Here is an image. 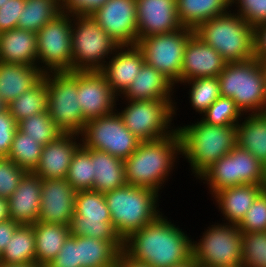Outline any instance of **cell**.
Returning <instances> with one entry per match:
<instances>
[{"label":"cell","instance_id":"ac0fdd59","mask_svg":"<svg viewBox=\"0 0 266 267\" xmlns=\"http://www.w3.org/2000/svg\"><path fill=\"white\" fill-rule=\"evenodd\" d=\"M77 191L63 179H42L38 222L70 226Z\"/></svg>","mask_w":266,"mask_h":267},{"label":"cell","instance_id":"d4e9b609","mask_svg":"<svg viewBox=\"0 0 266 267\" xmlns=\"http://www.w3.org/2000/svg\"><path fill=\"white\" fill-rule=\"evenodd\" d=\"M42 178L27 172L8 199L10 219L20 225H33L38 221L41 203Z\"/></svg>","mask_w":266,"mask_h":267},{"label":"cell","instance_id":"5b68a950","mask_svg":"<svg viewBox=\"0 0 266 267\" xmlns=\"http://www.w3.org/2000/svg\"><path fill=\"white\" fill-rule=\"evenodd\" d=\"M194 34L213 47L227 63L254 58V27L231 9L200 23Z\"/></svg>","mask_w":266,"mask_h":267},{"label":"cell","instance_id":"f5cc1de1","mask_svg":"<svg viewBox=\"0 0 266 267\" xmlns=\"http://www.w3.org/2000/svg\"><path fill=\"white\" fill-rule=\"evenodd\" d=\"M10 219L8 200L0 197V222Z\"/></svg>","mask_w":266,"mask_h":267},{"label":"cell","instance_id":"5bb4252c","mask_svg":"<svg viewBox=\"0 0 266 267\" xmlns=\"http://www.w3.org/2000/svg\"><path fill=\"white\" fill-rule=\"evenodd\" d=\"M79 135L84 148L107 152L123 161L137 149L141 142L125 127L117 110L87 121Z\"/></svg>","mask_w":266,"mask_h":267},{"label":"cell","instance_id":"f546056e","mask_svg":"<svg viewBox=\"0 0 266 267\" xmlns=\"http://www.w3.org/2000/svg\"><path fill=\"white\" fill-rule=\"evenodd\" d=\"M94 185L92 190L106 193L127 184L124 161L93 149Z\"/></svg>","mask_w":266,"mask_h":267},{"label":"cell","instance_id":"2e32d148","mask_svg":"<svg viewBox=\"0 0 266 267\" xmlns=\"http://www.w3.org/2000/svg\"><path fill=\"white\" fill-rule=\"evenodd\" d=\"M91 16L120 46L137 44L136 0H108Z\"/></svg>","mask_w":266,"mask_h":267},{"label":"cell","instance_id":"83f0119b","mask_svg":"<svg viewBox=\"0 0 266 267\" xmlns=\"http://www.w3.org/2000/svg\"><path fill=\"white\" fill-rule=\"evenodd\" d=\"M237 145L266 167V112L243 115L237 123Z\"/></svg>","mask_w":266,"mask_h":267},{"label":"cell","instance_id":"44dd1931","mask_svg":"<svg viewBox=\"0 0 266 267\" xmlns=\"http://www.w3.org/2000/svg\"><path fill=\"white\" fill-rule=\"evenodd\" d=\"M227 62L211 46L193 34L185 47L181 83L198 78L218 77Z\"/></svg>","mask_w":266,"mask_h":267},{"label":"cell","instance_id":"816d5d0a","mask_svg":"<svg viewBox=\"0 0 266 267\" xmlns=\"http://www.w3.org/2000/svg\"><path fill=\"white\" fill-rule=\"evenodd\" d=\"M115 267H151V266L135 261L132 258H130L124 251H121L117 258Z\"/></svg>","mask_w":266,"mask_h":267},{"label":"cell","instance_id":"8fae6325","mask_svg":"<svg viewBox=\"0 0 266 267\" xmlns=\"http://www.w3.org/2000/svg\"><path fill=\"white\" fill-rule=\"evenodd\" d=\"M47 85V112L63 133L80 134L85 121L78 99V71L44 73Z\"/></svg>","mask_w":266,"mask_h":267},{"label":"cell","instance_id":"484cf974","mask_svg":"<svg viewBox=\"0 0 266 267\" xmlns=\"http://www.w3.org/2000/svg\"><path fill=\"white\" fill-rule=\"evenodd\" d=\"M44 73L37 66L11 64L0 61V99L7 105L32 89Z\"/></svg>","mask_w":266,"mask_h":267},{"label":"cell","instance_id":"bcb514c9","mask_svg":"<svg viewBox=\"0 0 266 267\" xmlns=\"http://www.w3.org/2000/svg\"><path fill=\"white\" fill-rule=\"evenodd\" d=\"M17 124L7 108L0 112V157H7L9 154Z\"/></svg>","mask_w":266,"mask_h":267},{"label":"cell","instance_id":"e0dca14e","mask_svg":"<svg viewBox=\"0 0 266 267\" xmlns=\"http://www.w3.org/2000/svg\"><path fill=\"white\" fill-rule=\"evenodd\" d=\"M78 99L87 122L114 112L118 96L101 71H78Z\"/></svg>","mask_w":266,"mask_h":267},{"label":"cell","instance_id":"ba28073f","mask_svg":"<svg viewBox=\"0 0 266 267\" xmlns=\"http://www.w3.org/2000/svg\"><path fill=\"white\" fill-rule=\"evenodd\" d=\"M72 71H101L120 46L91 15H72Z\"/></svg>","mask_w":266,"mask_h":267},{"label":"cell","instance_id":"11a10c76","mask_svg":"<svg viewBox=\"0 0 266 267\" xmlns=\"http://www.w3.org/2000/svg\"><path fill=\"white\" fill-rule=\"evenodd\" d=\"M172 267H199L197 262L191 257L187 261H184L183 263H180L178 265H174Z\"/></svg>","mask_w":266,"mask_h":267},{"label":"cell","instance_id":"f35d334b","mask_svg":"<svg viewBox=\"0 0 266 267\" xmlns=\"http://www.w3.org/2000/svg\"><path fill=\"white\" fill-rule=\"evenodd\" d=\"M17 129L42 146L55 140L63 132L55 125L48 112H40L33 114L29 118H25L18 122Z\"/></svg>","mask_w":266,"mask_h":267},{"label":"cell","instance_id":"4316f807","mask_svg":"<svg viewBox=\"0 0 266 267\" xmlns=\"http://www.w3.org/2000/svg\"><path fill=\"white\" fill-rule=\"evenodd\" d=\"M0 61L37 66L36 33L18 28L0 33Z\"/></svg>","mask_w":266,"mask_h":267},{"label":"cell","instance_id":"681fc988","mask_svg":"<svg viewBox=\"0 0 266 267\" xmlns=\"http://www.w3.org/2000/svg\"><path fill=\"white\" fill-rule=\"evenodd\" d=\"M254 58L266 59V22L254 27Z\"/></svg>","mask_w":266,"mask_h":267},{"label":"cell","instance_id":"9c48e42d","mask_svg":"<svg viewBox=\"0 0 266 267\" xmlns=\"http://www.w3.org/2000/svg\"><path fill=\"white\" fill-rule=\"evenodd\" d=\"M213 195L219 190L243 185H266V167L249 151L236 145L228 154L213 163L197 179ZM201 181V182H200Z\"/></svg>","mask_w":266,"mask_h":267},{"label":"cell","instance_id":"7402d4cb","mask_svg":"<svg viewBox=\"0 0 266 267\" xmlns=\"http://www.w3.org/2000/svg\"><path fill=\"white\" fill-rule=\"evenodd\" d=\"M81 146V137L62 133L42 147L40 162L33 173L42 179L66 178L73 154Z\"/></svg>","mask_w":266,"mask_h":267},{"label":"cell","instance_id":"7dc6e473","mask_svg":"<svg viewBox=\"0 0 266 267\" xmlns=\"http://www.w3.org/2000/svg\"><path fill=\"white\" fill-rule=\"evenodd\" d=\"M25 0H8L0 8V33L17 28Z\"/></svg>","mask_w":266,"mask_h":267},{"label":"cell","instance_id":"277c9868","mask_svg":"<svg viewBox=\"0 0 266 267\" xmlns=\"http://www.w3.org/2000/svg\"><path fill=\"white\" fill-rule=\"evenodd\" d=\"M104 196L111 223L123 241L163 213L159 207L163 195L153 189L126 184Z\"/></svg>","mask_w":266,"mask_h":267},{"label":"cell","instance_id":"db71d44e","mask_svg":"<svg viewBox=\"0 0 266 267\" xmlns=\"http://www.w3.org/2000/svg\"><path fill=\"white\" fill-rule=\"evenodd\" d=\"M0 267H43L42 265L34 263H24V264H6L0 262Z\"/></svg>","mask_w":266,"mask_h":267},{"label":"cell","instance_id":"f6af8a7d","mask_svg":"<svg viewBox=\"0 0 266 267\" xmlns=\"http://www.w3.org/2000/svg\"><path fill=\"white\" fill-rule=\"evenodd\" d=\"M46 267H80L78 264V237L69 235L56 258Z\"/></svg>","mask_w":266,"mask_h":267},{"label":"cell","instance_id":"f1b7e54d","mask_svg":"<svg viewBox=\"0 0 266 267\" xmlns=\"http://www.w3.org/2000/svg\"><path fill=\"white\" fill-rule=\"evenodd\" d=\"M33 228L36 263L46 267L60 252L65 240L70 235V227L64 224L37 221L33 224Z\"/></svg>","mask_w":266,"mask_h":267},{"label":"cell","instance_id":"52a82bcc","mask_svg":"<svg viewBox=\"0 0 266 267\" xmlns=\"http://www.w3.org/2000/svg\"><path fill=\"white\" fill-rule=\"evenodd\" d=\"M116 110L125 127L141 142L165 138L177 129L174 105L169 100H124L119 96Z\"/></svg>","mask_w":266,"mask_h":267},{"label":"cell","instance_id":"91938a15","mask_svg":"<svg viewBox=\"0 0 266 267\" xmlns=\"http://www.w3.org/2000/svg\"><path fill=\"white\" fill-rule=\"evenodd\" d=\"M230 267H245L242 263L236 266H230Z\"/></svg>","mask_w":266,"mask_h":267},{"label":"cell","instance_id":"60d3db41","mask_svg":"<svg viewBox=\"0 0 266 267\" xmlns=\"http://www.w3.org/2000/svg\"><path fill=\"white\" fill-rule=\"evenodd\" d=\"M242 264L266 267V232H242Z\"/></svg>","mask_w":266,"mask_h":267},{"label":"cell","instance_id":"603a6c76","mask_svg":"<svg viewBox=\"0 0 266 267\" xmlns=\"http://www.w3.org/2000/svg\"><path fill=\"white\" fill-rule=\"evenodd\" d=\"M144 63L143 54L136 45L119 46L101 72L112 91L119 97L137 77Z\"/></svg>","mask_w":266,"mask_h":267},{"label":"cell","instance_id":"d590c367","mask_svg":"<svg viewBox=\"0 0 266 267\" xmlns=\"http://www.w3.org/2000/svg\"><path fill=\"white\" fill-rule=\"evenodd\" d=\"M48 105V91L42 78L32 89L25 91L15 100L6 105L16 122L31 117L33 114L46 112Z\"/></svg>","mask_w":266,"mask_h":267},{"label":"cell","instance_id":"ab89813d","mask_svg":"<svg viewBox=\"0 0 266 267\" xmlns=\"http://www.w3.org/2000/svg\"><path fill=\"white\" fill-rule=\"evenodd\" d=\"M242 117L235 101L220 96L199 118L208 125L227 126L237 125Z\"/></svg>","mask_w":266,"mask_h":267},{"label":"cell","instance_id":"cb8c5ba5","mask_svg":"<svg viewBox=\"0 0 266 267\" xmlns=\"http://www.w3.org/2000/svg\"><path fill=\"white\" fill-rule=\"evenodd\" d=\"M266 185L243 184L219 190L210 196L220 222L238 225ZM222 214V215H221Z\"/></svg>","mask_w":266,"mask_h":267},{"label":"cell","instance_id":"8992f818","mask_svg":"<svg viewBox=\"0 0 266 267\" xmlns=\"http://www.w3.org/2000/svg\"><path fill=\"white\" fill-rule=\"evenodd\" d=\"M218 79L221 96L235 101L243 115L266 112V75L259 60L227 63Z\"/></svg>","mask_w":266,"mask_h":267},{"label":"cell","instance_id":"7a4b0ae2","mask_svg":"<svg viewBox=\"0 0 266 267\" xmlns=\"http://www.w3.org/2000/svg\"><path fill=\"white\" fill-rule=\"evenodd\" d=\"M180 158L181 141L177 130L162 139L140 142L137 149L124 160L126 182L132 186L153 189L161 195L173 173L178 171Z\"/></svg>","mask_w":266,"mask_h":267},{"label":"cell","instance_id":"680465c9","mask_svg":"<svg viewBox=\"0 0 266 267\" xmlns=\"http://www.w3.org/2000/svg\"><path fill=\"white\" fill-rule=\"evenodd\" d=\"M6 2H8V0H0V8H1V5L5 4Z\"/></svg>","mask_w":266,"mask_h":267},{"label":"cell","instance_id":"7c38bea8","mask_svg":"<svg viewBox=\"0 0 266 267\" xmlns=\"http://www.w3.org/2000/svg\"><path fill=\"white\" fill-rule=\"evenodd\" d=\"M73 237H92L113 242L121 251L124 241L116 233L104 193L95 190L77 191L74 216L70 223Z\"/></svg>","mask_w":266,"mask_h":267},{"label":"cell","instance_id":"e575fe53","mask_svg":"<svg viewBox=\"0 0 266 267\" xmlns=\"http://www.w3.org/2000/svg\"><path fill=\"white\" fill-rule=\"evenodd\" d=\"M60 13V0H25L17 28L37 33Z\"/></svg>","mask_w":266,"mask_h":267},{"label":"cell","instance_id":"9a60e30c","mask_svg":"<svg viewBox=\"0 0 266 267\" xmlns=\"http://www.w3.org/2000/svg\"><path fill=\"white\" fill-rule=\"evenodd\" d=\"M72 15L61 12L37 33V67L43 72L72 71Z\"/></svg>","mask_w":266,"mask_h":267},{"label":"cell","instance_id":"c3c4849f","mask_svg":"<svg viewBox=\"0 0 266 267\" xmlns=\"http://www.w3.org/2000/svg\"><path fill=\"white\" fill-rule=\"evenodd\" d=\"M108 0H60V10L69 15H91Z\"/></svg>","mask_w":266,"mask_h":267},{"label":"cell","instance_id":"3957f363","mask_svg":"<svg viewBox=\"0 0 266 267\" xmlns=\"http://www.w3.org/2000/svg\"><path fill=\"white\" fill-rule=\"evenodd\" d=\"M176 123L181 141V158L196 179L237 145V125H208L200 118ZM191 170V171H190Z\"/></svg>","mask_w":266,"mask_h":267},{"label":"cell","instance_id":"836d02e7","mask_svg":"<svg viewBox=\"0 0 266 267\" xmlns=\"http://www.w3.org/2000/svg\"><path fill=\"white\" fill-rule=\"evenodd\" d=\"M180 86H183V88ZM180 88L183 89L182 92L184 90L187 91L186 98L189 100L188 105L195 111L193 113H196V115L199 114L198 117L221 96L218 77L191 79L178 84L176 91Z\"/></svg>","mask_w":266,"mask_h":267},{"label":"cell","instance_id":"4dcf8cb0","mask_svg":"<svg viewBox=\"0 0 266 267\" xmlns=\"http://www.w3.org/2000/svg\"><path fill=\"white\" fill-rule=\"evenodd\" d=\"M177 16L183 27L195 29L200 23L230 10V0H176Z\"/></svg>","mask_w":266,"mask_h":267},{"label":"cell","instance_id":"d6986e66","mask_svg":"<svg viewBox=\"0 0 266 267\" xmlns=\"http://www.w3.org/2000/svg\"><path fill=\"white\" fill-rule=\"evenodd\" d=\"M138 39L181 29L176 0H136Z\"/></svg>","mask_w":266,"mask_h":267},{"label":"cell","instance_id":"6f0895ef","mask_svg":"<svg viewBox=\"0 0 266 267\" xmlns=\"http://www.w3.org/2000/svg\"><path fill=\"white\" fill-rule=\"evenodd\" d=\"M261 64H262V66L264 68V72H265V75H266V59L262 60Z\"/></svg>","mask_w":266,"mask_h":267},{"label":"cell","instance_id":"1f68e13d","mask_svg":"<svg viewBox=\"0 0 266 267\" xmlns=\"http://www.w3.org/2000/svg\"><path fill=\"white\" fill-rule=\"evenodd\" d=\"M121 250L111 241L92 237H78L80 267H115Z\"/></svg>","mask_w":266,"mask_h":267},{"label":"cell","instance_id":"ee69618b","mask_svg":"<svg viewBox=\"0 0 266 267\" xmlns=\"http://www.w3.org/2000/svg\"><path fill=\"white\" fill-rule=\"evenodd\" d=\"M230 9L252 27L266 22V0H230Z\"/></svg>","mask_w":266,"mask_h":267},{"label":"cell","instance_id":"8d00e7d4","mask_svg":"<svg viewBox=\"0 0 266 267\" xmlns=\"http://www.w3.org/2000/svg\"><path fill=\"white\" fill-rule=\"evenodd\" d=\"M94 174L93 149L81 145L73 154L66 180L76 191L92 190Z\"/></svg>","mask_w":266,"mask_h":267},{"label":"cell","instance_id":"6da1fadb","mask_svg":"<svg viewBox=\"0 0 266 267\" xmlns=\"http://www.w3.org/2000/svg\"><path fill=\"white\" fill-rule=\"evenodd\" d=\"M163 211L124 240V252L151 267H172L192 257V235ZM171 218V219H170Z\"/></svg>","mask_w":266,"mask_h":267},{"label":"cell","instance_id":"d6a6232c","mask_svg":"<svg viewBox=\"0 0 266 267\" xmlns=\"http://www.w3.org/2000/svg\"><path fill=\"white\" fill-rule=\"evenodd\" d=\"M0 262L6 264H24L36 262L35 235L33 225H19L5 250Z\"/></svg>","mask_w":266,"mask_h":267},{"label":"cell","instance_id":"74e56055","mask_svg":"<svg viewBox=\"0 0 266 267\" xmlns=\"http://www.w3.org/2000/svg\"><path fill=\"white\" fill-rule=\"evenodd\" d=\"M42 147L29 135L17 129L7 158L27 172H33L40 162Z\"/></svg>","mask_w":266,"mask_h":267},{"label":"cell","instance_id":"9f6ffc18","mask_svg":"<svg viewBox=\"0 0 266 267\" xmlns=\"http://www.w3.org/2000/svg\"><path fill=\"white\" fill-rule=\"evenodd\" d=\"M6 108V105L0 99V112Z\"/></svg>","mask_w":266,"mask_h":267},{"label":"cell","instance_id":"ffe728a7","mask_svg":"<svg viewBox=\"0 0 266 267\" xmlns=\"http://www.w3.org/2000/svg\"><path fill=\"white\" fill-rule=\"evenodd\" d=\"M176 93L175 85L167 77L144 63L137 77L120 97L124 100H169L174 105V120H177L180 112L178 105L181 103Z\"/></svg>","mask_w":266,"mask_h":267},{"label":"cell","instance_id":"f907efd6","mask_svg":"<svg viewBox=\"0 0 266 267\" xmlns=\"http://www.w3.org/2000/svg\"><path fill=\"white\" fill-rule=\"evenodd\" d=\"M20 224L12 219L0 222V255L5 250L8 242Z\"/></svg>","mask_w":266,"mask_h":267},{"label":"cell","instance_id":"30bf717a","mask_svg":"<svg viewBox=\"0 0 266 267\" xmlns=\"http://www.w3.org/2000/svg\"><path fill=\"white\" fill-rule=\"evenodd\" d=\"M191 240L192 258L199 267H230L242 263V232L236 224L217 220Z\"/></svg>","mask_w":266,"mask_h":267},{"label":"cell","instance_id":"4fadbf2b","mask_svg":"<svg viewBox=\"0 0 266 267\" xmlns=\"http://www.w3.org/2000/svg\"><path fill=\"white\" fill-rule=\"evenodd\" d=\"M194 29L182 27L168 33L138 39L144 62L167 77L175 87L181 84V68L186 44Z\"/></svg>","mask_w":266,"mask_h":267},{"label":"cell","instance_id":"b9f144b4","mask_svg":"<svg viewBox=\"0 0 266 267\" xmlns=\"http://www.w3.org/2000/svg\"><path fill=\"white\" fill-rule=\"evenodd\" d=\"M237 226L241 232H266V188L257 196Z\"/></svg>","mask_w":266,"mask_h":267},{"label":"cell","instance_id":"7bdbcfd3","mask_svg":"<svg viewBox=\"0 0 266 267\" xmlns=\"http://www.w3.org/2000/svg\"><path fill=\"white\" fill-rule=\"evenodd\" d=\"M26 173L11 159L0 157V197L8 200Z\"/></svg>","mask_w":266,"mask_h":267}]
</instances>
